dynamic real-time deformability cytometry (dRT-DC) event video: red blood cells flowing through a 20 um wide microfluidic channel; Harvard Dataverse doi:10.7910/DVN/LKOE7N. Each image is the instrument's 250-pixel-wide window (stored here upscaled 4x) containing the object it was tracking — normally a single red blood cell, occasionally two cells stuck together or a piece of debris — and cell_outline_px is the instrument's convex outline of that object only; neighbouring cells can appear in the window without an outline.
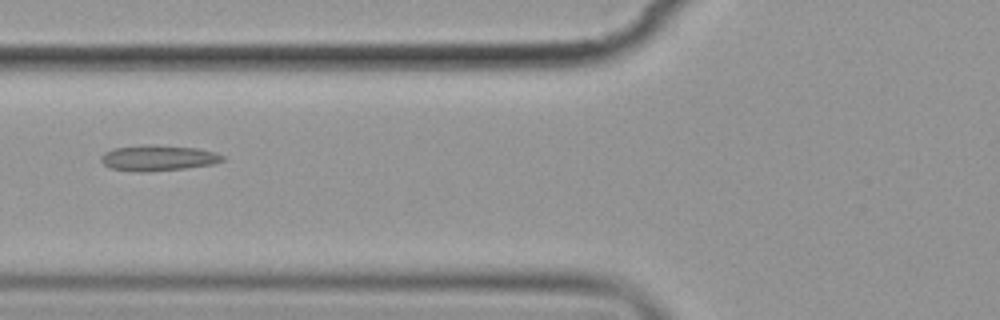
{"species": "common noctule bat (a hibernating species)", "species_latin": "Nyctalus noctula", "temperature_condition": "cold", "stored_images_in_passage": 10, "camera_frame_rate_fps": 3000, "um_per_image_px": 0.085, "animal": {"sex": "female", "body_mass_g": 19.9}, "frame": {"image": 1, "passage_image": 6, "time_ms": 6.0, "image_size_px": [1000, 320], "cell_outline_px": [[224, 160], [212, 164], [184, 168], [148, 172], [132, 172], [108, 168], [100, 160], [100, 156], [104, 152], [112, 148], [152, 144], [196, 148], [216, 152], [224, 156]], "centroid_in_image_um": [13.38, 13.43], "position_along_channel_um": 112.4, "area_um2": 18.38}}
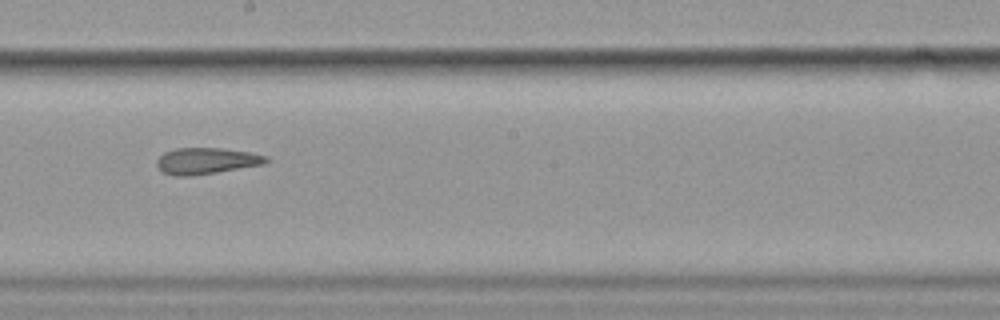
{"frame": {"image": 2, "passage_image": 9, "time_ms": 9.333, "image_size_px": [1000, 320], "cell_outline_px": [[268, 160], [264, 164], [192, 176], [176, 176], [164, 172], [156, 164], [156, 160], [164, 152], [176, 148], [220, 148], [248, 152], [268, 156]], "centroid_in_image_um": [17.52, 13.67], "position_along_channel_um": 230.7, "area_um2": 16.59}}
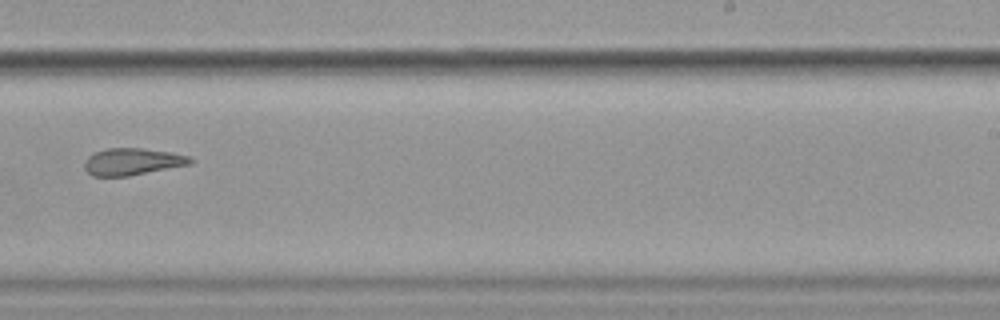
{"frame": {"image": 3, "passage_image": 10, "time_ms": 10.667, "image_size_px": [1000, 320], "cell_outline_px": [[196, 160], [192, 164], [128, 176], [92, 176], [84, 168], [84, 160], [88, 156], [96, 152], [108, 148], [140, 148], [172, 152], [188, 156]], "centroid_in_image_um": [11.27, 13.74], "position_along_channel_um": 277.7, "area_um2": 16.7}}